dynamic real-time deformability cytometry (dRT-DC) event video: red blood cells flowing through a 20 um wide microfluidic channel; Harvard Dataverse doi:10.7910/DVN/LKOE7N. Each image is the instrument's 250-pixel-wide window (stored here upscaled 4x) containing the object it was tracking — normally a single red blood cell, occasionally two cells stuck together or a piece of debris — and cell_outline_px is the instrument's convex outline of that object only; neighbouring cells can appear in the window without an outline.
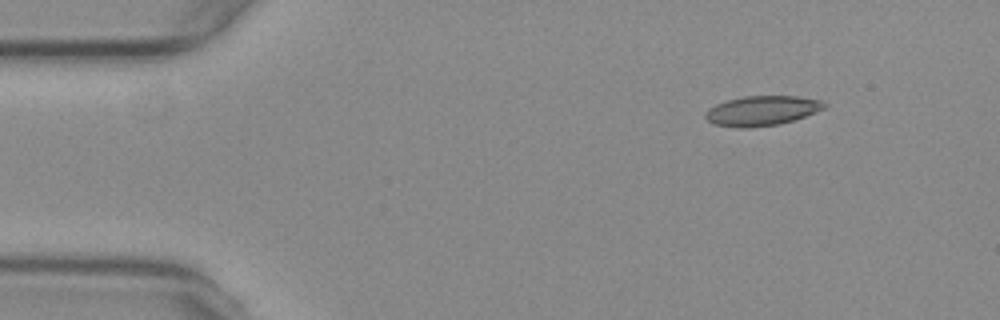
{"species": "common noctule bat (a hibernating species)", "species_latin": "Nyctalus noctula", "temperature_condition": "warm", "stored_images_in_passage": 14, "camera_frame_rate_fps": 3000, "um_per_image_px": 0.085, "animal": {"sex": "female", "body_mass_g": 29.2, "forearm_length_mm": 56.3}, "frame": {"image": 1, "passage_image": 1, "time_ms": 0.0, "image_size_px": [1000, 320], "cell_outline_px": [[828, 104], [824, 108], [816, 112], [780, 124], [748, 128], [736, 128], [712, 124], [704, 116], [704, 112], [708, 108], [716, 104], [728, 100], [744, 96], [796, 96], [820, 100]], "centroid_in_image_um": [64.72, 9.42], "position_along_channel_um": 20.3, "area_um2": 20.69}}
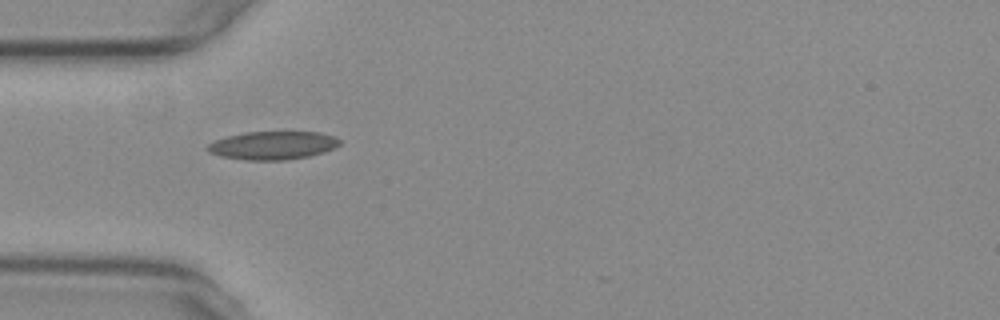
{"frame": {"image": 2, "passage_image": 11, "time_ms": 3.333, "image_size_px": [1000, 320], "cell_outline_px": [[340, 144], [324, 152], [308, 156], [284, 160], [244, 160], [220, 156], [208, 152], [204, 148], [208, 144], [216, 140], [228, 136], [244, 132], [320, 132], [332, 136], [340, 140]], "centroid_in_image_um": [23.14, 12.36], "position_along_channel_um": 61.9, "area_um2": 21.68}}